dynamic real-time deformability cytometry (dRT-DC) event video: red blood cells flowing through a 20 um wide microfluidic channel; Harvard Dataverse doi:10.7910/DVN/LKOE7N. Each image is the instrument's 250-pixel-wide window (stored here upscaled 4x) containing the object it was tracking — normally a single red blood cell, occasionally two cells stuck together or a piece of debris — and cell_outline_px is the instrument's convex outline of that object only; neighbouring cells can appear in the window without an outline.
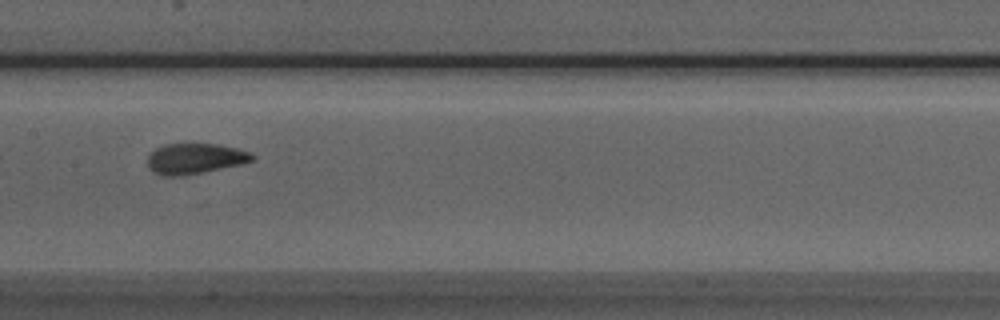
{"species": "Egyptian fruit bat (a non-hibernating species)", "species_latin": "Rousettus aegyptiacus", "temperature_condition": "room temperature", "stored_images_in_passage": 7, "camera_frame_rate_fps": 3000, "um_per_image_px": 0.085, "animal": {"sex": "male"}, "frame": {"image": 1, "passage_image": 5, "time_ms": 1.333, "image_size_px": [1000, 320], "cell_outline_px": [[256, 156], [252, 160], [240, 164], [204, 172], [184, 176], [164, 176], [152, 172], [148, 168], [148, 156], [156, 148], [168, 144], [216, 144], [236, 148], [248, 152]], "centroid_in_image_um": [16.54, 13.5], "position_along_channel_um": 190.9, "area_um2": 18.5}}
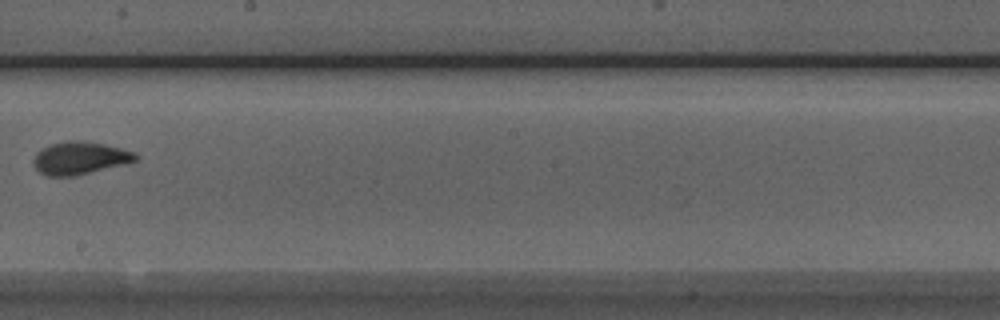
{"frame": {"image": 2, "passage_image": 6, "time_ms": 1.667, "image_size_px": [1000, 320], "cell_outline_px": [[140, 156], [136, 160], [128, 164], [76, 176], [48, 176], [40, 172], [32, 164], [32, 160], [36, 152], [52, 144], [68, 140], [84, 140], [104, 144], [136, 152]], "centroid_in_image_um": [6.82, 13.44], "position_along_channel_um": 241.4, "area_um2": 19.77}}
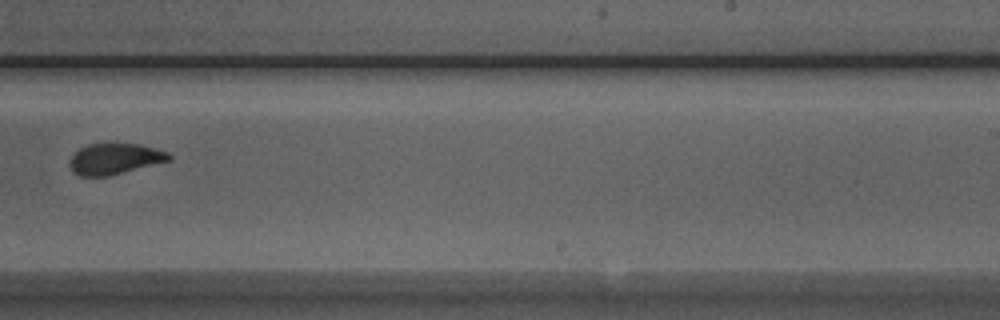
{"frame": {"image": 3, "passage_image": 7, "time_ms": 2.0, "image_size_px": [1000, 320], "cell_outline_px": [[172, 160], [108, 176], [80, 176], [72, 172], [68, 164], [68, 160], [80, 148], [88, 144], [112, 140], [140, 144], [168, 152], [172, 156]], "centroid_in_image_um": [9.74, 13.45], "position_along_channel_um": 279.3, "area_um2": 18.67}}